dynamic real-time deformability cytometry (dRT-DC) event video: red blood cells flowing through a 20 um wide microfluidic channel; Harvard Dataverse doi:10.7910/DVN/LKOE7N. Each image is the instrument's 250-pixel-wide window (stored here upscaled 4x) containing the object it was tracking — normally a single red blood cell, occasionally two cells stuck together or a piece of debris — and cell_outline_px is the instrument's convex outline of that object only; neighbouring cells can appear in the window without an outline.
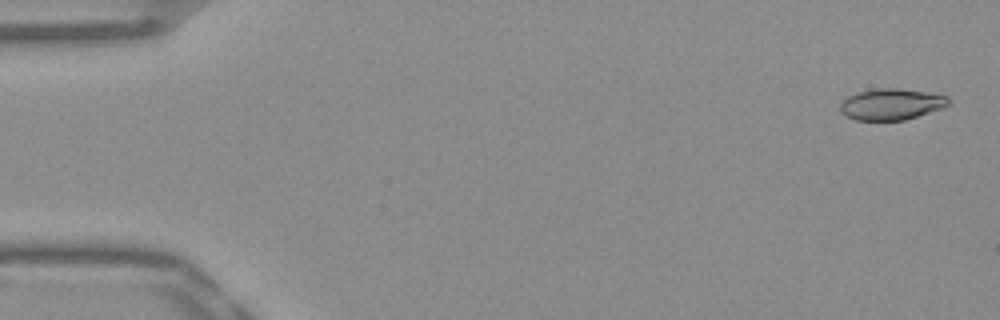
{"species": "Egyptian fruit bat (a non-hibernating species)", "species_latin": "Rousettus aegyptiacus", "temperature_condition": "warm", "stored_images_in_passage": 52, "camera_frame_rate_fps": 3000, "um_per_image_px": 0.085, "frame": {"image": 1, "passage_image": 2, "time_ms": 0.333, "image_size_px": [1000, 320], "cell_outline_px": [[948, 104], [940, 108], [904, 120], [856, 120], [840, 112], [840, 104], [848, 96], [856, 92], [872, 88], [900, 88], [948, 96]], "centroid_in_image_um": [75.7, 8.84], "position_along_channel_um": 9.3, "area_um2": 19.48}}
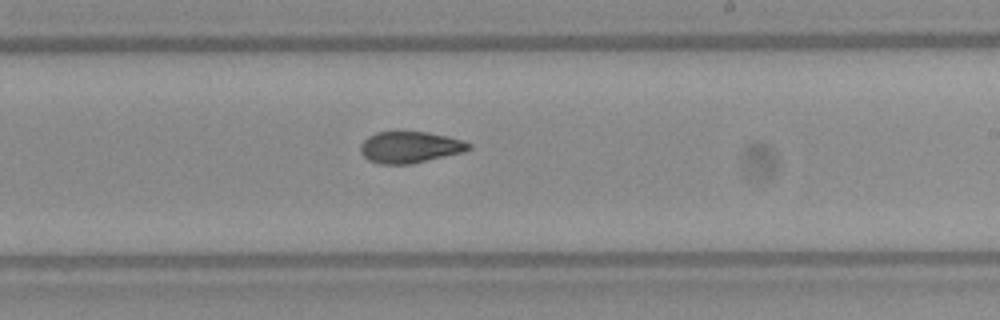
{"frame": {"image": 2, "passage_image": 31, "time_ms": 10.0, "image_size_px": [1000, 320], "cell_outline_px": [[472, 148], [464, 152], [412, 164], [380, 164], [368, 160], [360, 152], [360, 144], [368, 136], [376, 132], [428, 132], [448, 136], [472, 144]], "centroid_in_image_um": [34.84, 12.52], "position_along_channel_um": 254.2, "area_um2": 19.94}}
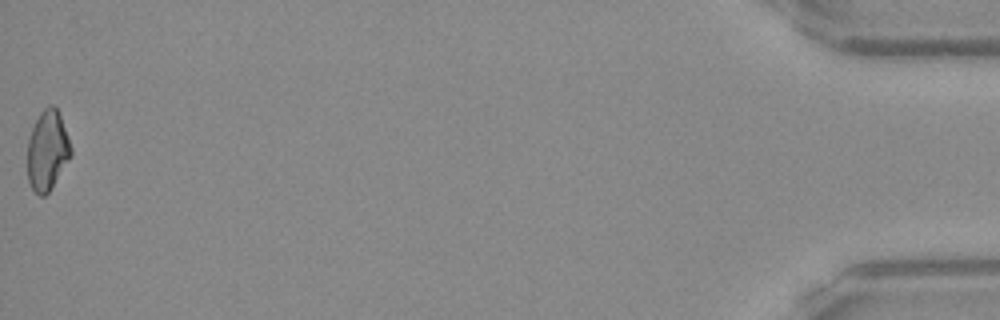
{"frame": {"image": 3, "passage_image": 52, "time_ms": 17.0, "image_size_px": [1000, 320], "cell_outline_px": [[72, 156], [48, 192], [44, 196], [40, 196], [32, 188], [28, 180], [28, 140], [32, 128], [40, 112], [48, 104], [52, 104], [60, 112], [72, 148]], "centroid_in_image_um": [4.05, 12.75], "position_along_channel_um": 431.2, "area_um2": 20.29}, "authors_computed_cell_mechanics": {"area_um2": 20.3456, "velocity_mm_per_s": 3.9344, "shape_relaxation_time_tau1_ms": null, "shape_relaxation_time_tau2_ms": 3.2896, "deformation_change_tau1": null, "deformation_change_tau2": 0.0874}}